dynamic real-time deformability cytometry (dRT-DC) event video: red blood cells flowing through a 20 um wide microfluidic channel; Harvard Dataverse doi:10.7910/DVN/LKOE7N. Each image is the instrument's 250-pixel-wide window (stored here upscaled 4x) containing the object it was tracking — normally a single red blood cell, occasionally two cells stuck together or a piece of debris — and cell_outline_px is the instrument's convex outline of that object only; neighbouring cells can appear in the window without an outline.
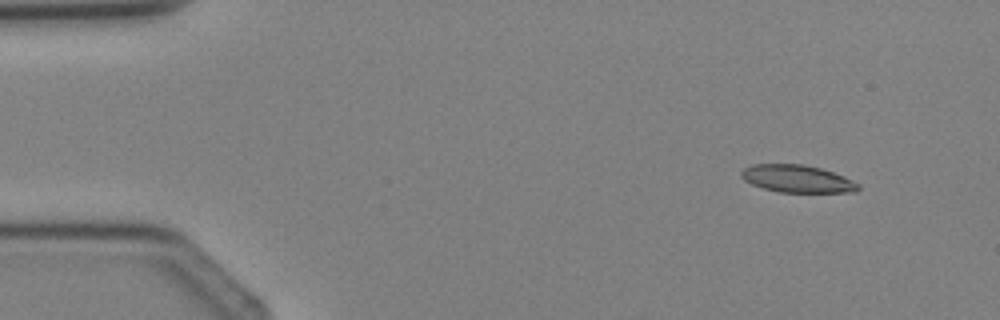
{"species": "Egyptian fruit bat (a non-hibernating species)", "species_latin": "Rousettus aegyptiacus", "temperature_condition": "cold", "stored_images_in_passage": 4, "camera_frame_rate_fps": 3000, "um_per_image_px": 0.085, "animal": {"sex": "female"}, "frame": {"image": 1, "passage_image": 2, "time_ms": 1.0, "image_size_px": [1000, 320], "cell_outline_px": [[860, 188], [856, 192], [780, 192], [764, 188], [752, 184], [744, 180], [740, 176], [740, 172], [744, 168], [752, 164], [800, 164], [820, 168], [844, 176], [860, 184]], "centroid_in_image_um": [67.76, 15.19], "position_along_channel_um": 17.2, "area_um2": 18.67}}
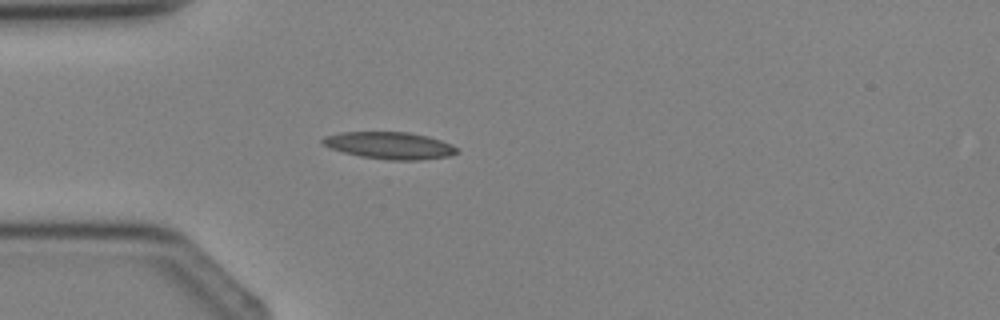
{"frame": {"image": 2, "passage_image": 4, "time_ms": 3.333, "image_size_px": [1000, 320], "cell_outline_px": [[460, 152], [448, 156], [420, 160], [388, 160], [360, 156], [328, 148], [320, 140], [324, 136], [340, 132], [408, 132], [428, 136], [452, 144], [460, 148]], "centroid_in_image_um": [33.14, 12.36], "position_along_channel_um": 51.9, "area_um2": 21.33}}